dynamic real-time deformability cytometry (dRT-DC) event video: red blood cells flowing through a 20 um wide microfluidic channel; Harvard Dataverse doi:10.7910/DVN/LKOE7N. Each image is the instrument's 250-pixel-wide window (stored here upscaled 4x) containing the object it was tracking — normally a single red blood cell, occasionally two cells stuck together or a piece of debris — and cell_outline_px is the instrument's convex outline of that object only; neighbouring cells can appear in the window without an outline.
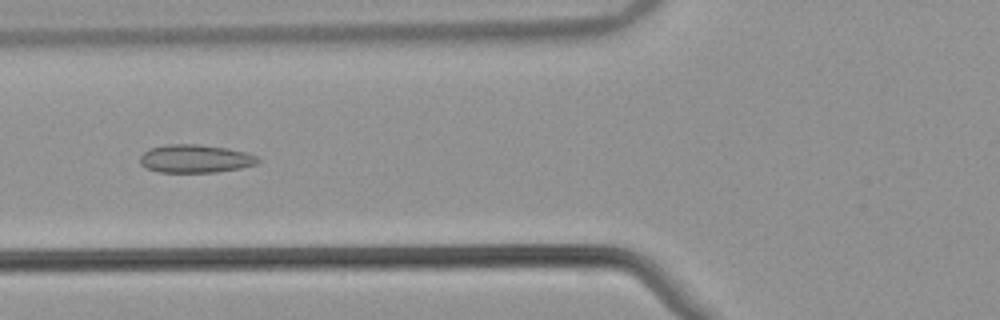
{"species": "common noctule bat (a hibernating species)", "species_latin": "Nyctalus noctula", "temperature_condition": "warm", "stored_images_in_passage": 54, "camera_frame_rate_fps": 3000, "um_per_image_px": 0.085, "animal": {"sex": "male", "body_mass_g": 21.5, "forearm_length_mm": 52.0}, "frame": {"image": 1, "passage_image": 21, "time_ms": 6.667, "image_size_px": [1000, 320], "cell_outline_px": [[260, 160], [256, 164], [240, 168], [216, 172], [160, 172], [148, 168], [140, 164], [140, 156], [148, 148], [168, 144], [200, 144], [228, 148], [244, 152], [256, 156]], "centroid_in_image_um": [16.58, 13.48], "position_along_channel_um": 109.2, "area_um2": 19.31}}
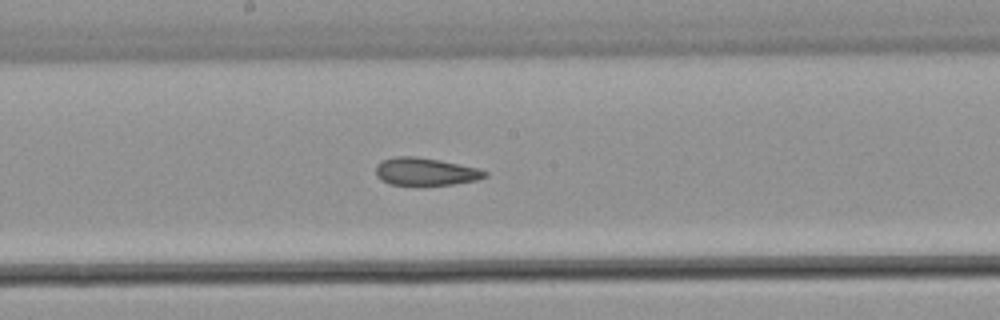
{"frame": {"image": 2, "passage_image": 29, "time_ms": 9.333, "image_size_px": [1000, 320], "cell_outline_px": [[488, 176], [476, 180], [456, 184], [388, 184], [380, 180], [376, 176], [376, 164], [380, 160], [396, 156], [416, 156], [440, 160], [476, 168], [488, 172]], "centroid_in_image_um": [36.12, 14.57], "position_along_channel_um": 212.1, "area_um2": 17.51}}
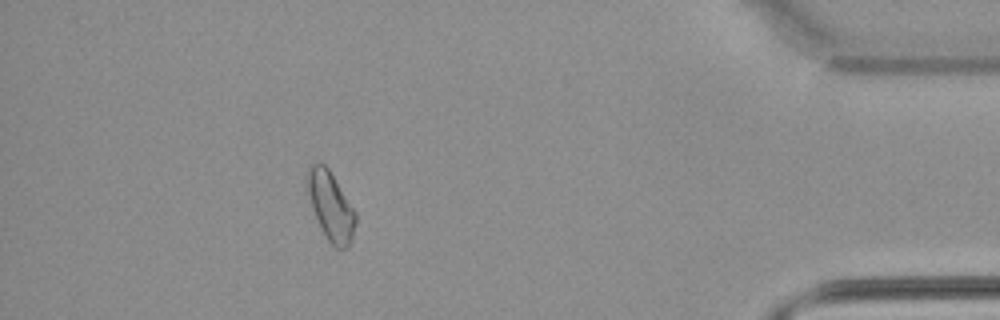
{"frame": {"image": 3, "passage_image": 48, "time_ms": 15.667, "image_size_px": [1000, 320], "cell_outline_px": [[356, 224], [348, 248], [336, 248], [328, 240], [312, 208], [308, 192], [308, 164], [324, 164], [328, 168], [356, 212]], "centroid_in_image_um": [28.14, 17.52], "position_along_channel_um": 407.1, "area_um2": 18.73}, "authors_computed_cell_mechanics": {"area_um2": 18.9873, "velocity_mm_per_s": 3.8632, "shape_relaxation_time_tau1_ms": null, "shape_relaxation_time_tau2_ms": 3.1136, "deformation_change_tau1": null, "deformation_change_tau2": 0.0783}}